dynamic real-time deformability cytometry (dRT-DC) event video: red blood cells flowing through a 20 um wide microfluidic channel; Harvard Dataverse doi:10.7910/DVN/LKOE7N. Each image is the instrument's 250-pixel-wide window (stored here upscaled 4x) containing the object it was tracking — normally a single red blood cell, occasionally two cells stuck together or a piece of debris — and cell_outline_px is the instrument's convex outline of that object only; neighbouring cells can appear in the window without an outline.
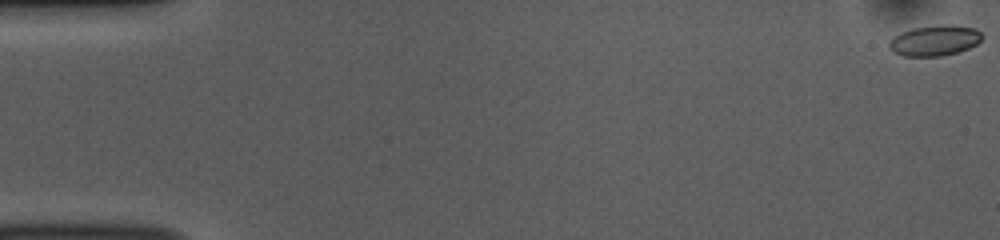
{"species": "common noctule bat (a hibernating species)", "species_latin": "Nyctalus noctula", "temperature_condition": "room temperature", "stored_images_in_passage": 54, "camera_frame_rate_fps": 3000, "um_per_image_px": 0.085, "animal": {"sex": "female", "body_mass_g": 10.0, "forearm_length_mm": 53.1}, "frame": {"image": 1, "passage_image": 1, "time_ms": 0.0, "image_size_px": [1000, 240], "cell_outline_px": [[984, 36], [976, 44], [968, 48], [956, 52], [940, 56], [904, 56], [892, 52], [888, 48], [888, 40], [912, 28], [948, 24], [952, 24], [976, 28]], "centroid_in_image_um": [79.44, 3.44], "position_along_channel_um": 5.6, "area_um2": 16.53}}
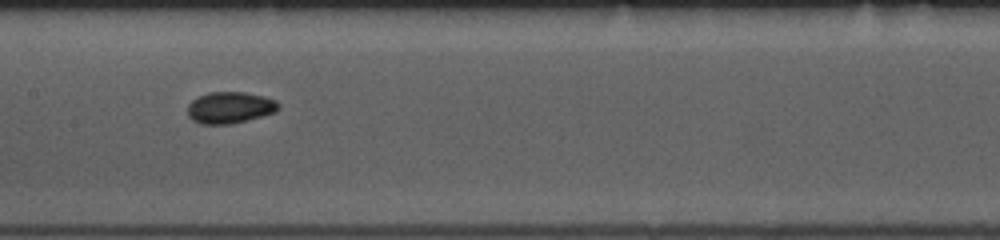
{"frame": {"image": 2, "passage_image": 27, "time_ms": 8.667, "image_size_px": [1000, 240], "cell_outline_px": [[280, 108], [276, 112], [228, 124], [200, 124], [192, 120], [188, 116], [188, 104], [192, 100], [208, 92], [244, 92], [264, 96], [276, 100], [280, 104]], "centroid_in_image_um": [19.54, 9.13], "position_along_channel_um": 187.9, "area_um2": 16.65}}
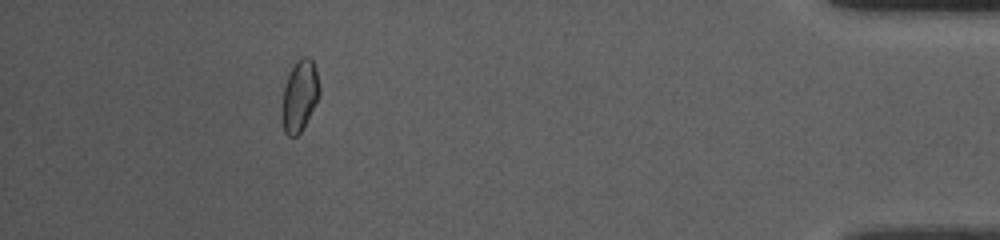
{"frame": {"image": 3, "passage_image": 49, "time_ms": 16.0, "image_size_px": [1000, 240], "cell_outline_px": [[320, 92], [300, 132], [296, 136], [288, 136], [284, 132], [280, 116], [280, 108], [284, 88], [288, 76], [296, 60], [300, 56], [308, 56], [312, 60], [316, 68], [320, 88]], "centroid_in_image_um": [25.43, 8.12], "position_along_channel_um": 409.8, "area_um2": 15.55}, "authors_computed_cell_mechanics": {"area_um2": 16.0684, "velocity_mm_per_s": 3.7914, "shape_relaxation_time_tau1_ms": 3.2338, "shape_relaxation_time_tau2_ms": 2.843, "deformation_change_tau1": 0.0698, "deformation_change_tau2": 0.0515}}